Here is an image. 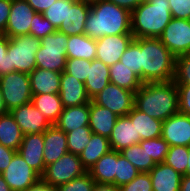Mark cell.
Listing matches in <instances>:
<instances>
[{"label": "cell", "instance_id": "cell-1", "mask_svg": "<svg viewBox=\"0 0 190 191\" xmlns=\"http://www.w3.org/2000/svg\"><path fill=\"white\" fill-rule=\"evenodd\" d=\"M91 5L85 23L84 34L92 39L109 35L132 34L131 12L107 0Z\"/></svg>", "mask_w": 190, "mask_h": 191}, {"label": "cell", "instance_id": "cell-2", "mask_svg": "<svg viewBox=\"0 0 190 191\" xmlns=\"http://www.w3.org/2000/svg\"><path fill=\"white\" fill-rule=\"evenodd\" d=\"M134 107L150 117L164 121L179 112L178 90L173 80L143 83L134 94Z\"/></svg>", "mask_w": 190, "mask_h": 191}, {"label": "cell", "instance_id": "cell-3", "mask_svg": "<svg viewBox=\"0 0 190 191\" xmlns=\"http://www.w3.org/2000/svg\"><path fill=\"white\" fill-rule=\"evenodd\" d=\"M175 59L159 38H140V79L143 83L173 80Z\"/></svg>", "mask_w": 190, "mask_h": 191}, {"label": "cell", "instance_id": "cell-4", "mask_svg": "<svg viewBox=\"0 0 190 191\" xmlns=\"http://www.w3.org/2000/svg\"><path fill=\"white\" fill-rule=\"evenodd\" d=\"M172 19L169 0H146L131 12L134 38H159Z\"/></svg>", "mask_w": 190, "mask_h": 191}, {"label": "cell", "instance_id": "cell-5", "mask_svg": "<svg viewBox=\"0 0 190 191\" xmlns=\"http://www.w3.org/2000/svg\"><path fill=\"white\" fill-rule=\"evenodd\" d=\"M69 36L59 31L40 39L41 45L36 53V68L62 73L67 59Z\"/></svg>", "mask_w": 190, "mask_h": 191}, {"label": "cell", "instance_id": "cell-6", "mask_svg": "<svg viewBox=\"0 0 190 191\" xmlns=\"http://www.w3.org/2000/svg\"><path fill=\"white\" fill-rule=\"evenodd\" d=\"M40 45V39L30 34L9 38L10 73L30 74L36 68V53Z\"/></svg>", "mask_w": 190, "mask_h": 191}, {"label": "cell", "instance_id": "cell-7", "mask_svg": "<svg viewBox=\"0 0 190 191\" xmlns=\"http://www.w3.org/2000/svg\"><path fill=\"white\" fill-rule=\"evenodd\" d=\"M2 97L7 111L31 102L30 77L27 73L14 71L0 77Z\"/></svg>", "mask_w": 190, "mask_h": 191}, {"label": "cell", "instance_id": "cell-8", "mask_svg": "<svg viewBox=\"0 0 190 191\" xmlns=\"http://www.w3.org/2000/svg\"><path fill=\"white\" fill-rule=\"evenodd\" d=\"M87 169L83 166L78 155L65 153L57 161L46 166L41 179L53 188L70 182L74 178L84 175Z\"/></svg>", "mask_w": 190, "mask_h": 191}, {"label": "cell", "instance_id": "cell-9", "mask_svg": "<svg viewBox=\"0 0 190 191\" xmlns=\"http://www.w3.org/2000/svg\"><path fill=\"white\" fill-rule=\"evenodd\" d=\"M134 94V92L120 88L110 82L92 101L101 107L111 110L118 116H125L134 107Z\"/></svg>", "mask_w": 190, "mask_h": 191}, {"label": "cell", "instance_id": "cell-10", "mask_svg": "<svg viewBox=\"0 0 190 191\" xmlns=\"http://www.w3.org/2000/svg\"><path fill=\"white\" fill-rule=\"evenodd\" d=\"M159 39L175 57L189 54L190 20L172 18Z\"/></svg>", "mask_w": 190, "mask_h": 191}, {"label": "cell", "instance_id": "cell-11", "mask_svg": "<svg viewBox=\"0 0 190 191\" xmlns=\"http://www.w3.org/2000/svg\"><path fill=\"white\" fill-rule=\"evenodd\" d=\"M1 174L12 191H24L41 179L18 152Z\"/></svg>", "mask_w": 190, "mask_h": 191}, {"label": "cell", "instance_id": "cell-12", "mask_svg": "<svg viewBox=\"0 0 190 191\" xmlns=\"http://www.w3.org/2000/svg\"><path fill=\"white\" fill-rule=\"evenodd\" d=\"M134 39L133 34H119L104 36L96 40V59L107 66L120 61L128 45Z\"/></svg>", "mask_w": 190, "mask_h": 191}, {"label": "cell", "instance_id": "cell-13", "mask_svg": "<svg viewBox=\"0 0 190 191\" xmlns=\"http://www.w3.org/2000/svg\"><path fill=\"white\" fill-rule=\"evenodd\" d=\"M36 12L26 0H12L10 15L4 35L8 38L30 34V27Z\"/></svg>", "mask_w": 190, "mask_h": 191}, {"label": "cell", "instance_id": "cell-14", "mask_svg": "<svg viewBox=\"0 0 190 191\" xmlns=\"http://www.w3.org/2000/svg\"><path fill=\"white\" fill-rule=\"evenodd\" d=\"M9 112L14 117L23 135L42 133L52 126L31 102L16 107Z\"/></svg>", "mask_w": 190, "mask_h": 191}, {"label": "cell", "instance_id": "cell-15", "mask_svg": "<svg viewBox=\"0 0 190 191\" xmlns=\"http://www.w3.org/2000/svg\"><path fill=\"white\" fill-rule=\"evenodd\" d=\"M161 137L169 146L190 147V116L177 112L164 120Z\"/></svg>", "mask_w": 190, "mask_h": 191}, {"label": "cell", "instance_id": "cell-16", "mask_svg": "<svg viewBox=\"0 0 190 191\" xmlns=\"http://www.w3.org/2000/svg\"><path fill=\"white\" fill-rule=\"evenodd\" d=\"M43 145L44 132L26 134L23 135L22 143L17 151L40 176L44 174L46 169L43 158Z\"/></svg>", "mask_w": 190, "mask_h": 191}, {"label": "cell", "instance_id": "cell-17", "mask_svg": "<svg viewBox=\"0 0 190 191\" xmlns=\"http://www.w3.org/2000/svg\"><path fill=\"white\" fill-rule=\"evenodd\" d=\"M59 96L64 108L90 103L85 84L75 77L62 72Z\"/></svg>", "mask_w": 190, "mask_h": 191}, {"label": "cell", "instance_id": "cell-18", "mask_svg": "<svg viewBox=\"0 0 190 191\" xmlns=\"http://www.w3.org/2000/svg\"><path fill=\"white\" fill-rule=\"evenodd\" d=\"M108 139L111 149L119 152L141 141V137H136L135 123L127 115L118 116Z\"/></svg>", "mask_w": 190, "mask_h": 191}, {"label": "cell", "instance_id": "cell-19", "mask_svg": "<svg viewBox=\"0 0 190 191\" xmlns=\"http://www.w3.org/2000/svg\"><path fill=\"white\" fill-rule=\"evenodd\" d=\"M91 5L81 0H76L71 6H67L66 19L57 31L70 35L84 34L85 23Z\"/></svg>", "mask_w": 190, "mask_h": 191}, {"label": "cell", "instance_id": "cell-20", "mask_svg": "<svg viewBox=\"0 0 190 191\" xmlns=\"http://www.w3.org/2000/svg\"><path fill=\"white\" fill-rule=\"evenodd\" d=\"M43 158L45 167L68 152L66 133L52 125L44 131Z\"/></svg>", "mask_w": 190, "mask_h": 191}, {"label": "cell", "instance_id": "cell-21", "mask_svg": "<svg viewBox=\"0 0 190 191\" xmlns=\"http://www.w3.org/2000/svg\"><path fill=\"white\" fill-rule=\"evenodd\" d=\"M149 174L153 191H180L183 175L166 163H157Z\"/></svg>", "mask_w": 190, "mask_h": 191}, {"label": "cell", "instance_id": "cell-22", "mask_svg": "<svg viewBox=\"0 0 190 191\" xmlns=\"http://www.w3.org/2000/svg\"><path fill=\"white\" fill-rule=\"evenodd\" d=\"M61 74L52 70L35 68L29 74L32 94H59Z\"/></svg>", "mask_w": 190, "mask_h": 191}, {"label": "cell", "instance_id": "cell-23", "mask_svg": "<svg viewBox=\"0 0 190 191\" xmlns=\"http://www.w3.org/2000/svg\"><path fill=\"white\" fill-rule=\"evenodd\" d=\"M90 103L64 108L54 124L65 133L82 126H89Z\"/></svg>", "mask_w": 190, "mask_h": 191}, {"label": "cell", "instance_id": "cell-24", "mask_svg": "<svg viewBox=\"0 0 190 191\" xmlns=\"http://www.w3.org/2000/svg\"><path fill=\"white\" fill-rule=\"evenodd\" d=\"M118 115L90 101L89 127L92 133L109 138Z\"/></svg>", "mask_w": 190, "mask_h": 191}, {"label": "cell", "instance_id": "cell-25", "mask_svg": "<svg viewBox=\"0 0 190 191\" xmlns=\"http://www.w3.org/2000/svg\"><path fill=\"white\" fill-rule=\"evenodd\" d=\"M127 116L135 123L136 137H141V141L161 137L163 121L152 118L135 107Z\"/></svg>", "mask_w": 190, "mask_h": 191}, {"label": "cell", "instance_id": "cell-26", "mask_svg": "<svg viewBox=\"0 0 190 191\" xmlns=\"http://www.w3.org/2000/svg\"><path fill=\"white\" fill-rule=\"evenodd\" d=\"M109 83L110 67L98 59H93L84 83L88 97L92 100Z\"/></svg>", "mask_w": 190, "mask_h": 191}, {"label": "cell", "instance_id": "cell-27", "mask_svg": "<svg viewBox=\"0 0 190 191\" xmlns=\"http://www.w3.org/2000/svg\"><path fill=\"white\" fill-rule=\"evenodd\" d=\"M96 40L85 34L70 35L66 49L67 59H96Z\"/></svg>", "mask_w": 190, "mask_h": 191}, {"label": "cell", "instance_id": "cell-28", "mask_svg": "<svg viewBox=\"0 0 190 191\" xmlns=\"http://www.w3.org/2000/svg\"><path fill=\"white\" fill-rule=\"evenodd\" d=\"M111 150L108 138L92 133L89 143L80 153L79 158L88 171L103 155Z\"/></svg>", "mask_w": 190, "mask_h": 191}, {"label": "cell", "instance_id": "cell-29", "mask_svg": "<svg viewBox=\"0 0 190 191\" xmlns=\"http://www.w3.org/2000/svg\"><path fill=\"white\" fill-rule=\"evenodd\" d=\"M31 103L54 125L64 107L59 94H32Z\"/></svg>", "mask_w": 190, "mask_h": 191}, {"label": "cell", "instance_id": "cell-30", "mask_svg": "<svg viewBox=\"0 0 190 191\" xmlns=\"http://www.w3.org/2000/svg\"><path fill=\"white\" fill-rule=\"evenodd\" d=\"M23 133L10 112L0 115V144L18 151Z\"/></svg>", "mask_w": 190, "mask_h": 191}, {"label": "cell", "instance_id": "cell-31", "mask_svg": "<svg viewBox=\"0 0 190 191\" xmlns=\"http://www.w3.org/2000/svg\"><path fill=\"white\" fill-rule=\"evenodd\" d=\"M88 172L95 182L115 185L116 151L103 155Z\"/></svg>", "mask_w": 190, "mask_h": 191}, {"label": "cell", "instance_id": "cell-32", "mask_svg": "<svg viewBox=\"0 0 190 191\" xmlns=\"http://www.w3.org/2000/svg\"><path fill=\"white\" fill-rule=\"evenodd\" d=\"M110 82L134 93L143 85L140 77L120 62L110 66Z\"/></svg>", "mask_w": 190, "mask_h": 191}, {"label": "cell", "instance_id": "cell-33", "mask_svg": "<svg viewBox=\"0 0 190 191\" xmlns=\"http://www.w3.org/2000/svg\"><path fill=\"white\" fill-rule=\"evenodd\" d=\"M120 153L130 161L140 172H149L156 163L146 151V140L126 147Z\"/></svg>", "mask_w": 190, "mask_h": 191}, {"label": "cell", "instance_id": "cell-34", "mask_svg": "<svg viewBox=\"0 0 190 191\" xmlns=\"http://www.w3.org/2000/svg\"><path fill=\"white\" fill-rule=\"evenodd\" d=\"M139 173L140 171L130 161H128L119 151H116V187L130 183Z\"/></svg>", "mask_w": 190, "mask_h": 191}, {"label": "cell", "instance_id": "cell-35", "mask_svg": "<svg viewBox=\"0 0 190 191\" xmlns=\"http://www.w3.org/2000/svg\"><path fill=\"white\" fill-rule=\"evenodd\" d=\"M92 131L89 126H82L66 133L68 152L80 155L89 143Z\"/></svg>", "mask_w": 190, "mask_h": 191}, {"label": "cell", "instance_id": "cell-36", "mask_svg": "<svg viewBox=\"0 0 190 191\" xmlns=\"http://www.w3.org/2000/svg\"><path fill=\"white\" fill-rule=\"evenodd\" d=\"M188 146H170L164 163L175 169L181 175H186Z\"/></svg>", "mask_w": 190, "mask_h": 191}, {"label": "cell", "instance_id": "cell-37", "mask_svg": "<svg viewBox=\"0 0 190 191\" xmlns=\"http://www.w3.org/2000/svg\"><path fill=\"white\" fill-rule=\"evenodd\" d=\"M75 1L76 0H57L50 6V8L45 10L42 15L56 29H58L62 22L66 19L67 6H71Z\"/></svg>", "mask_w": 190, "mask_h": 191}, {"label": "cell", "instance_id": "cell-38", "mask_svg": "<svg viewBox=\"0 0 190 191\" xmlns=\"http://www.w3.org/2000/svg\"><path fill=\"white\" fill-rule=\"evenodd\" d=\"M119 62L140 77V38L131 41Z\"/></svg>", "mask_w": 190, "mask_h": 191}, {"label": "cell", "instance_id": "cell-39", "mask_svg": "<svg viewBox=\"0 0 190 191\" xmlns=\"http://www.w3.org/2000/svg\"><path fill=\"white\" fill-rule=\"evenodd\" d=\"M173 81L176 85H190V53L176 57Z\"/></svg>", "mask_w": 190, "mask_h": 191}, {"label": "cell", "instance_id": "cell-40", "mask_svg": "<svg viewBox=\"0 0 190 191\" xmlns=\"http://www.w3.org/2000/svg\"><path fill=\"white\" fill-rule=\"evenodd\" d=\"M91 61L85 59H66L64 72L85 83L88 78Z\"/></svg>", "mask_w": 190, "mask_h": 191}, {"label": "cell", "instance_id": "cell-41", "mask_svg": "<svg viewBox=\"0 0 190 191\" xmlns=\"http://www.w3.org/2000/svg\"><path fill=\"white\" fill-rule=\"evenodd\" d=\"M169 147L162 137L146 140V151L156 164L165 161Z\"/></svg>", "mask_w": 190, "mask_h": 191}, {"label": "cell", "instance_id": "cell-42", "mask_svg": "<svg viewBox=\"0 0 190 191\" xmlns=\"http://www.w3.org/2000/svg\"><path fill=\"white\" fill-rule=\"evenodd\" d=\"M94 184L95 181L91 177V174L86 172L84 175L58 186L55 188V191H92Z\"/></svg>", "mask_w": 190, "mask_h": 191}, {"label": "cell", "instance_id": "cell-43", "mask_svg": "<svg viewBox=\"0 0 190 191\" xmlns=\"http://www.w3.org/2000/svg\"><path fill=\"white\" fill-rule=\"evenodd\" d=\"M57 29L43 17L42 13H36L30 27V35L42 39L43 37L56 32Z\"/></svg>", "mask_w": 190, "mask_h": 191}, {"label": "cell", "instance_id": "cell-44", "mask_svg": "<svg viewBox=\"0 0 190 191\" xmlns=\"http://www.w3.org/2000/svg\"><path fill=\"white\" fill-rule=\"evenodd\" d=\"M120 191H153L149 172H140L130 183L119 187Z\"/></svg>", "mask_w": 190, "mask_h": 191}, {"label": "cell", "instance_id": "cell-45", "mask_svg": "<svg viewBox=\"0 0 190 191\" xmlns=\"http://www.w3.org/2000/svg\"><path fill=\"white\" fill-rule=\"evenodd\" d=\"M172 18L190 20V0H169Z\"/></svg>", "mask_w": 190, "mask_h": 191}, {"label": "cell", "instance_id": "cell-46", "mask_svg": "<svg viewBox=\"0 0 190 191\" xmlns=\"http://www.w3.org/2000/svg\"><path fill=\"white\" fill-rule=\"evenodd\" d=\"M9 46V38L0 35V77L10 73V55L7 52Z\"/></svg>", "mask_w": 190, "mask_h": 191}, {"label": "cell", "instance_id": "cell-47", "mask_svg": "<svg viewBox=\"0 0 190 191\" xmlns=\"http://www.w3.org/2000/svg\"><path fill=\"white\" fill-rule=\"evenodd\" d=\"M178 90L179 112L190 116V85H176Z\"/></svg>", "mask_w": 190, "mask_h": 191}, {"label": "cell", "instance_id": "cell-48", "mask_svg": "<svg viewBox=\"0 0 190 191\" xmlns=\"http://www.w3.org/2000/svg\"><path fill=\"white\" fill-rule=\"evenodd\" d=\"M12 0H0V35H4L10 15Z\"/></svg>", "mask_w": 190, "mask_h": 191}, {"label": "cell", "instance_id": "cell-49", "mask_svg": "<svg viewBox=\"0 0 190 191\" xmlns=\"http://www.w3.org/2000/svg\"><path fill=\"white\" fill-rule=\"evenodd\" d=\"M17 151L0 144V174L7 168Z\"/></svg>", "mask_w": 190, "mask_h": 191}, {"label": "cell", "instance_id": "cell-50", "mask_svg": "<svg viewBox=\"0 0 190 191\" xmlns=\"http://www.w3.org/2000/svg\"><path fill=\"white\" fill-rule=\"evenodd\" d=\"M36 13H43L57 0H26Z\"/></svg>", "mask_w": 190, "mask_h": 191}, {"label": "cell", "instance_id": "cell-51", "mask_svg": "<svg viewBox=\"0 0 190 191\" xmlns=\"http://www.w3.org/2000/svg\"><path fill=\"white\" fill-rule=\"evenodd\" d=\"M117 6L126 8L130 12L135 10L139 5L143 4L146 0H107Z\"/></svg>", "mask_w": 190, "mask_h": 191}, {"label": "cell", "instance_id": "cell-52", "mask_svg": "<svg viewBox=\"0 0 190 191\" xmlns=\"http://www.w3.org/2000/svg\"><path fill=\"white\" fill-rule=\"evenodd\" d=\"M24 191H55V188L40 179L36 184L30 186Z\"/></svg>", "mask_w": 190, "mask_h": 191}, {"label": "cell", "instance_id": "cell-53", "mask_svg": "<svg viewBox=\"0 0 190 191\" xmlns=\"http://www.w3.org/2000/svg\"><path fill=\"white\" fill-rule=\"evenodd\" d=\"M92 191H120V190L119 187H116L113 184L95 182Z\"/></svg>", "mask_w": 190, "mask_h": 191}, {"label": "cell", "instance_id": "cell-54", "mask_svg": "<svg viewBox=\"0 0 190 191\" xmlns=\"http://www.w3.org/2000/svg\"><path fill=\"white\" fill-rule=\"evenodd\" d=\"M180 191H190V175L182 176Z\"/></svg>", "mask_w": 190, "mask_h": 191}, {"label": "cell", "instance_id": "cell-55", "mask_svg": "<svg viewBox=\"0 0 190 191\" xmlns=\"http://www.w3.org/2000/svg\"><path fill=\"white\" fill-rule=\"evenodd\" d=\"M0 191H12L2 174H0Z\"/></svg>", "mask_w": 190, "mask_h": 191}, {"label": "cell", "instance_id": "cell-56", "mask_svg": "<svg viewBox=\"0 0 190 191\" xmlns=\"http://www.w3.org/2000/svg\"><path fill=\"white\" fill-rule=\"evenodd\" d=\"M8 113L4 101H3V97H2V91H1V87H0V115L6 114Z\"/></svg>", "mask_w": 190, "mask_h": 191}, {"label": "cell", "instance_id": "cell-57", "mask_svg": "<svg viewBox=\"0 0 190 191\" xmlns=\"http://www.w3.org/2000/svg\"><path fill=\"white\" fill-rule=\"evenodd\" d=\"M187 169H186V175H190V147H189V154H188V160H187Z\"/></svg>", "mask_w": 190, "mask_h": 191}, {"label": "cell", "instance_id": "cell-58", "mask_svg": "<svg viewBox=\"0 0 190 191\" xmlns=\"http://www.w3.org/2000/svg\"><path fill=\"white\" fill-rule=\"evenodd\" d=\"M81 1H84L86 3L92 4L94 2L101 1V0H81Z\"/></svg>", "mask_w": 190, "mask_h": 191}]
</instances>
